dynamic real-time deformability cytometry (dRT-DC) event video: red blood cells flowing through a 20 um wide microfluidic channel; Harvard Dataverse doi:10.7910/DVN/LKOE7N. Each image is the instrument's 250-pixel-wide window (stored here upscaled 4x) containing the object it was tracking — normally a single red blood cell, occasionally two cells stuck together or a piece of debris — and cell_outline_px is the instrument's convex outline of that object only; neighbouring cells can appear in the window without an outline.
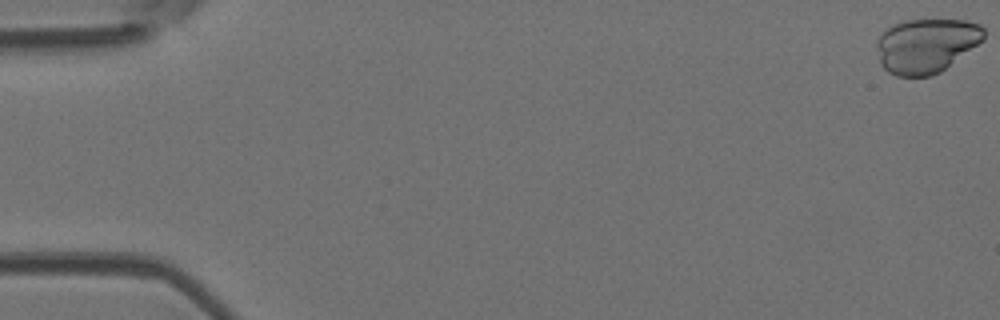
{"species": "Egyptian fruit bat (a non-hibernating species)", "species_latin": "Rousettus aegyptiacus", "temperature_condition": "room temperature", "stored_images_in_passage": 4, "camera_frame_rate_fps": 3000, "um_per_image_px": 0.085, "animal": {"sex": "female"}, "frame": {"image": 1, "passage_image": 1, "time_ms": 0.0, "image_size_px": [1000, 320], "cell_outline_px": [[984, 40], [940, 72], [932, 76], [896, 76], [888, 72], [880, 64], [876, 44], [880, 36], [888, 28], [904, 20], [964, 20], [980, 24], [984, 28]], "centroid_in_image_um": [78.74, 3.88], "position_along_channel_um": 6.3, "area_um2": 33.87}}